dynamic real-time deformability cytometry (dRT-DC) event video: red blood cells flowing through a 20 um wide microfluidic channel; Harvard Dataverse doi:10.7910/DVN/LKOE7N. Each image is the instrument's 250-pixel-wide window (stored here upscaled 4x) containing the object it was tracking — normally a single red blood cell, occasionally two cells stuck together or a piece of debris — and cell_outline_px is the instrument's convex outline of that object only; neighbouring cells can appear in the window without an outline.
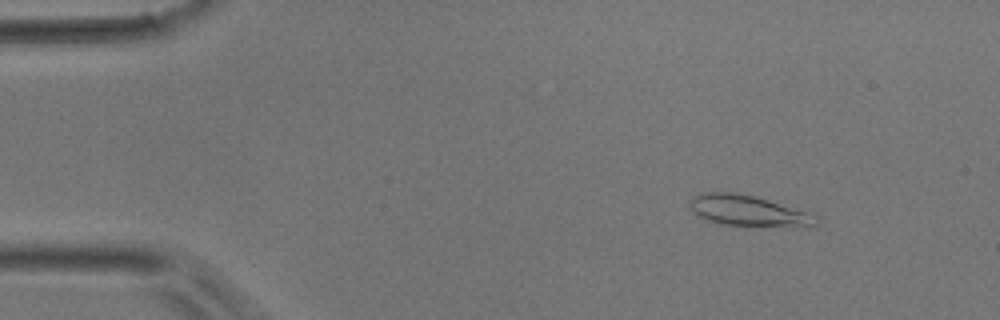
{"species": "common noctule bat (a hibernating species)", "species_latin": "Nyctalus noctula", "temperature_condition": "room temperature", "stored_images_in_passage": 49, "camera_frame_rate_fps": 3000, "um_per_image_px": 0.085, "animal": {"sex": "male", "body_mass_g": 17.9}, "frame": {"image": 1, "passage_image": 6, "time_ms": 1.667, "image_size_px": [1000, 320], "cell_outline_px": [[820, 220], [816, 228], [748, 228], [720, 224], [704, 220], [692, 208], [692, 196], [704, 192], [736, 192], [752, 196], [808, 212], [820, 216]], "centroid_in_image_um": [63.76, 18.0], "position_along_channel_um": 21.2, "area_um2": 23.7}}
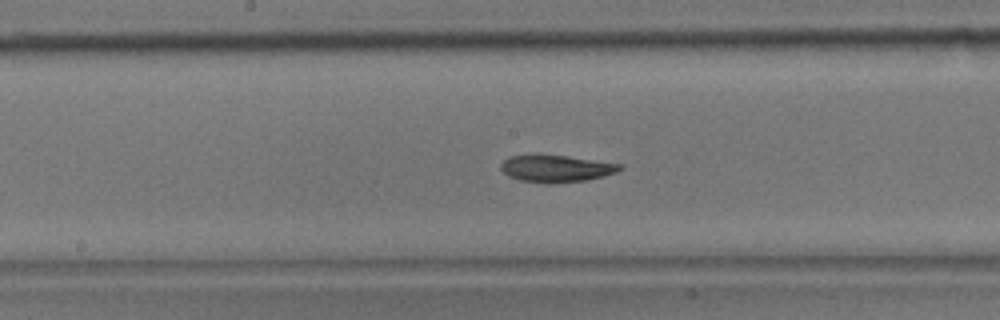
{"frame": {"image": 2, "passage_image": 25, "time_ms": 8.0, "image_size_px": [1000, 320], "cell_outline_px": [[624, 168], [616, 172], [604, 176], [584, 180], [548, 184], [520, 180], [508, 176], [500, 168], [500, 164], [508, 156], [532, 152], [536, 152], [568, 156], [624, 164]], "centroid_in_image_um": [47.23, 14.28], "position_along_channel_um": 201.0, "area_um2": 19.48}}
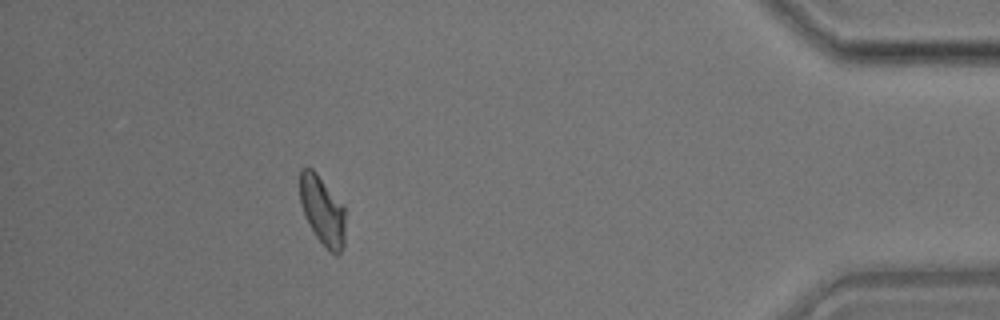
{"frame": {"image": 3, "passage_image": 44, "time_ms": 14.333, "image_size_px": [1000, 320], "cell_outline_px": [[344, 244], [340, 252], [336, 256], [328, 252], [316, 236], [304, 216], [300, 204], [300, 168], [312, 168], [316, 172], [344, 204]], "centroid_in_image_um": [27.4, 17.9], "position_along_channel_um": 407.8, "area_um2": 18.5}}